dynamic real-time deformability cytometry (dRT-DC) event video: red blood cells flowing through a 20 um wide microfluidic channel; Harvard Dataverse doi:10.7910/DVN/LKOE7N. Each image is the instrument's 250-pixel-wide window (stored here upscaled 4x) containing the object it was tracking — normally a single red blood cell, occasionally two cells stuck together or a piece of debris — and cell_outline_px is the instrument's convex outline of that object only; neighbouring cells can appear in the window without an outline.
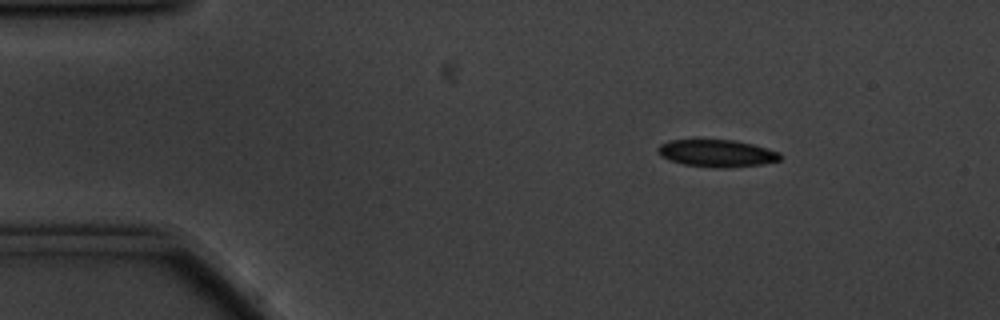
{"species": "common noctule bat (a hibernating species)", "species_latin": "Nyctalus noctula", "temperature_condition": "cold", "stored_images_in_passage": 50, "camera_frame_rate_fps": 3000, "um_per_image_px": 0.085, "animal": {"sex": "male", "body_mass_g": 20.1, "forearm_length_mm": 53.5}, "frame": {"image": 1, "passage_image": 1, "time_ms": 0.0, "image_size_px": [1000, 320], "cell_outline_px": [[780, 160], [760, 164], [720, 168], [684, 164], [668, 160], [660, 156], [656, 148], [660, 144], [668, 140], [732, 140], [752, 144], [768, 148], [780, 152]], "centroid_in_image_um": [60.89, 13.02], "position_along_channel_um": 24.1, "area_um2": 19.25}}
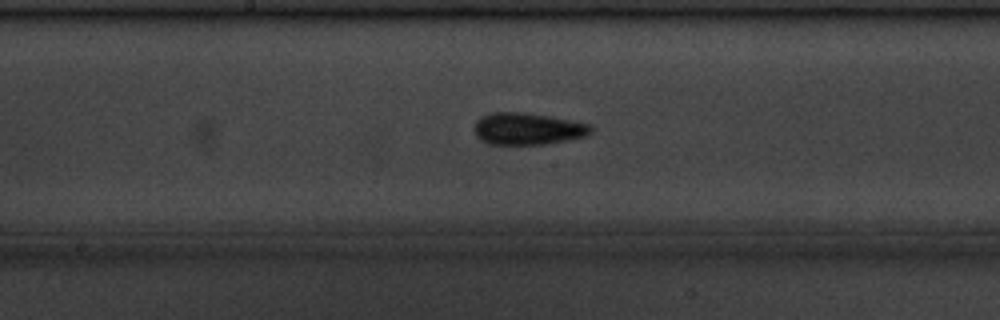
{"frame": {"image": 2, "passage_image": 22, "time_ms": 7.0, "image_size_px": [1000, 320], "cell_outline_px": [[592, 132], [588, 136], [568, 140], [544, 144], [488, 144], [480, 140], [476, 136], [472, 128], [476, 120], [480, 116], [492, 112], [524, 112], [548, 116], [592, 124]], "centroid_in_image_um": [44.82, 10.94], "position_along_channel_um": 203.4, "area_um2": 22.02}}
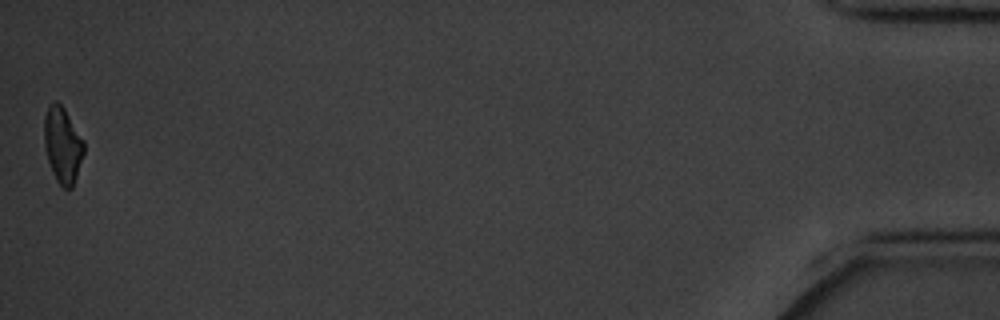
{"frame": {"image": 3, "passage_image": 50, "time_ms": 16.333, "image_size_px": [1000, 320], "cell_outline_px": [[84, 152], [72, 188], [64, 188], [56, 180], [52, 172], [44, 148], [44, 116], [52, 100], [56, 100], [64, 108], [84, 140]], "centroid_in_image_um": [5.31, 12.3], "position_along_channel_um": 429.9, "area_um2": 17.51}, "authors_computed_cell_mechanics": {"area_um2": 19.1607, "velocity_mm_per_s": 3.4575, "shape_relaxation_time_tau1_ms": 2.3139, "shape_relaxation_time_tau2_ms": 1.751, "deformation_change_tau1": 0.1011, "deformation_change_tau2": 0.093}}